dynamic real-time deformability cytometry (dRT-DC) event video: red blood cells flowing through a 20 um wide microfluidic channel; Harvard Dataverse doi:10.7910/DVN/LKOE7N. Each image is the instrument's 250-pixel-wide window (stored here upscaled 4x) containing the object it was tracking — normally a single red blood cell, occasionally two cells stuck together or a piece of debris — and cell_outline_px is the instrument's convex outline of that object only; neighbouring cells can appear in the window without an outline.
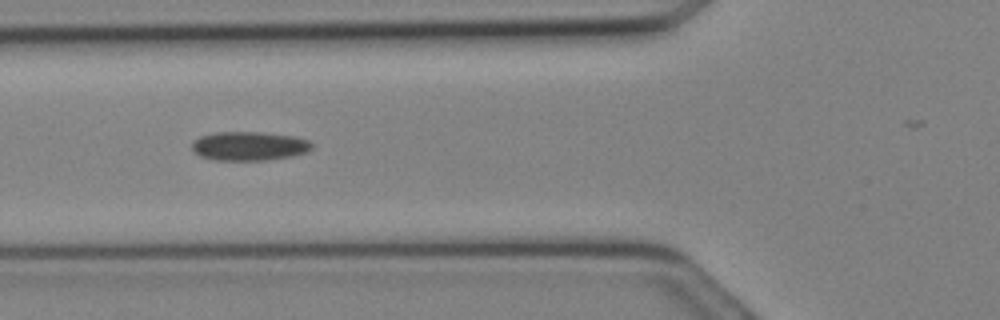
{"species": "Egyptian fruit bat (a non-hibernating species)", "species_latin": "Rousettus aegyptiacus", "temperature_condition": "cold", "stored_images_in_passage": 18, "camera_frame_rate_fps": 3000, "um_per_image_px": 0.085, "animal": {"sex": "female"}, "frame": {"image": 1, "passage_image": 11, "time_ms": 3.333, "image_size_px": [1000, 320], "cell_outline_px": [[312, 148], [308, 152], [292, 156], [264, 160], [212, 160], [200, 156], [192, 148], [192, 144], [200, 136], [220, 132], [260, 132], [292, 136], [308, 140], [312, 144]], "centroid_in_image_um": [21.19, 12.42], "position_along_channel_um": 104.6, "area_um2": 20.06}}
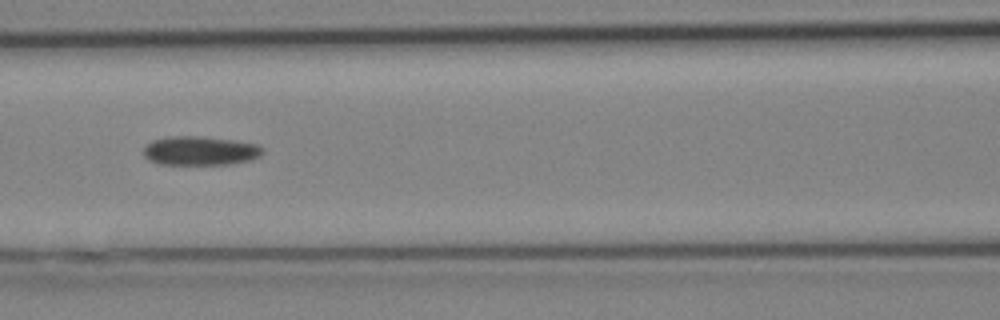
{"frame": {"image": 2, "passage_image": 13, "time_ms": 4.0, "image_size_px": [1000, 320], "cell_outline_px": [[264, 152], [260, 156], [248, 160], [228, 164], [156, 164], [148, 160], [144, 156], [144, 148], [152, 140], [168, 136], [200, 136], [232, 140], [256, 144], [264, 148]], "centroid_in_image_um": [16.98, 12.81], "position_along_channel_um": 149.6, "area_um2": 20.11}}
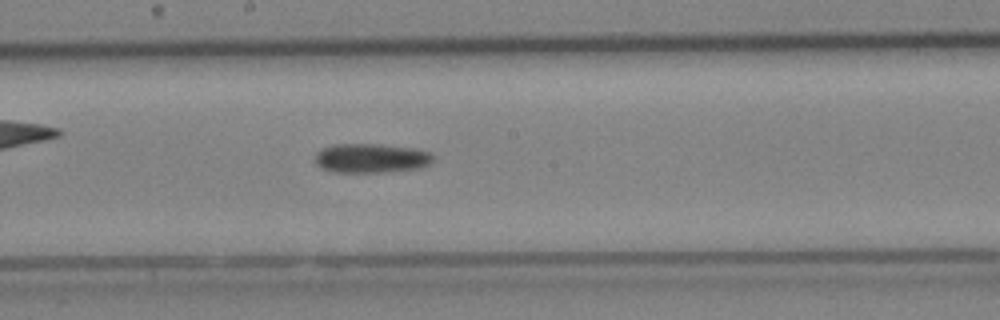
{"frame": {"image": 3, "passage_image": 16, "time_ms": 5.0, "image_size_px": [1000, 320], "cell_outline_px": [[436, 156], [428, 164], [420, 168], [384, 172], [332, 172], [316, 164], [316, 152], [320, 148], [332, 144], [380, 144], [416, 148], [428, 152]], "centroid_in_image_um": [31.54, 13.43], "position_along_channel_um": 216.7, "area_um2": 20.29}}